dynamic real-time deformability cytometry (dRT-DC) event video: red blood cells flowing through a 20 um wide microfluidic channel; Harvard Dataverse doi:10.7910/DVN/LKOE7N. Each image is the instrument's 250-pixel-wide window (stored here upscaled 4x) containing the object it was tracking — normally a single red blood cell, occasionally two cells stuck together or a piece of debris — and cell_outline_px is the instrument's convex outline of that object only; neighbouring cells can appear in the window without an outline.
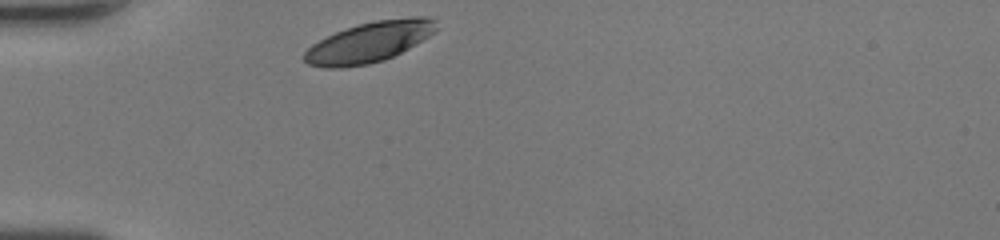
{"species": "human", "species_latin": "Homo sapiens", "temperature_condition": "room temperature", "stored_images_in_passage": 26, "camera_frame_rate_fps": 3000, "um_per_image_px": 0.085, "donor": {"sex": "female"}, "frame": {"image": 1, "passage_image": 1, "time_ms": 0.0, "image_size_px": [1000, 240], "cell_outline_px": [[436, 32], [416, 44], [384, 60], [368, 64], [340, 68], [324, 68], [308, 64], [304, 60], [304, 52], [312, 44], [336, 32], [360, 24], [376, 20], [412, 16], [432, 16], [436, 20]], "centroid_in_image_um": [31.42, 3.57], "position_along_channel_um": 53.6, "area_um2": 31.04}}
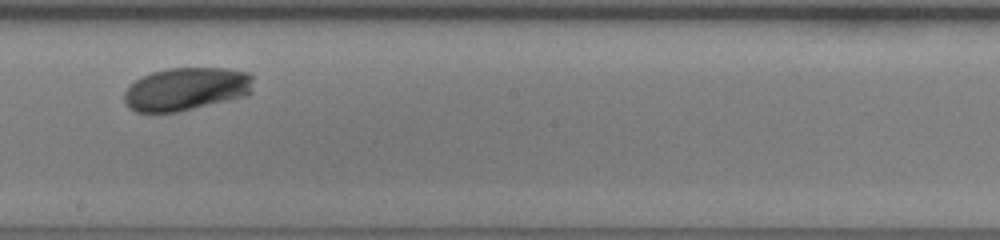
{"frame": {"image": 2, "passage_image": 15, "time_ms": 4.667, "image_size_px": [1000, 240], "cell_outline_px": [[252, 92], [248, 96], [180, 112], [136, 112], [128, 108], [124, 100], [124, 92], [140, 76], [152, 72], [168, 68], [224, 68], [252, 72]], "centroid_in_image_um": [15.86, 7.57], "position_along_channel_um": 232.3, "area_um2": 32.89}}
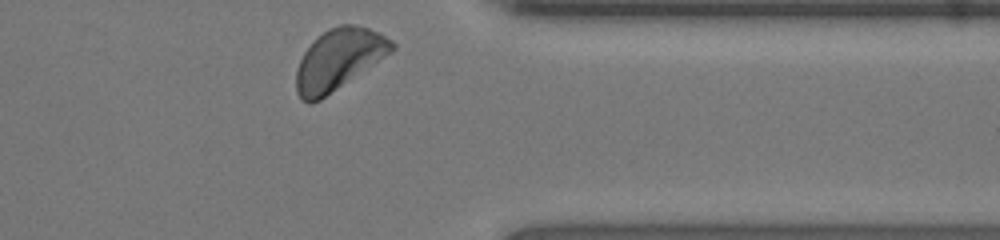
{"frame": {"image": 3, "passage_image": 26, "time_ms": 8.333, "image_size_px": [1000, 240], "cell_outline_px": [[396, 48], [392, 52], [320, 100], [312, 104], [308, 104], [296, 92], [296, 72], [300, 60], [304, 52], [312, 40], [328, 28], [340, 24], [352, 24], [368, 28], [380, 32], [392, 40], [396, 44]], "centroid_in_image_um": [28.79, 5.03], "position_along_channel_um": 382.6, "area_um2": 33.99}, "authors_computed_cell_mechanics": {"area_um2": 32.1079, "velocity_mm_per_s": 4.2262, "shape_relaxation_time_tau1_ms": 2.0637, "shape_relaxation_time_tau2_ms": null, "deformation_change_tau1": 0.1083, "deformation_change_tau2": null}}